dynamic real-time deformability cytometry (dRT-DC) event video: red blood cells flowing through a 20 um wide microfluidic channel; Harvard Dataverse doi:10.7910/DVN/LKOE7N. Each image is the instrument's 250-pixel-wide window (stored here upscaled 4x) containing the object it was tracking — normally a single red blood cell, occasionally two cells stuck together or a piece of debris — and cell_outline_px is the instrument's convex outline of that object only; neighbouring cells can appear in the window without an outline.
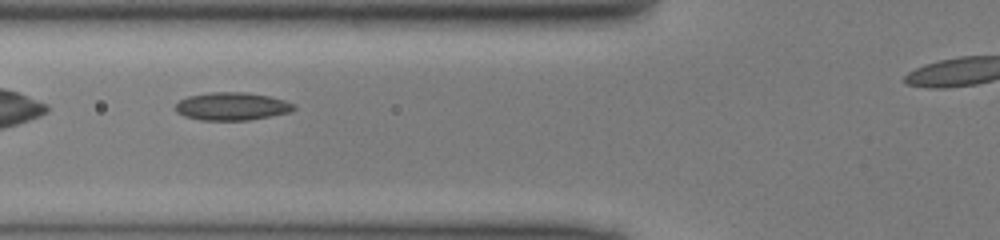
{"species": "common noctule bat (a hibernating species)", "species_latin": "Nyctalus noctula", "temperature_condition": "cold", "stored_images_in_passage": 30, "camera_frame_rate_fps": 3000, "um_per_image_px": 0.085, "animal": {"sex": "male", "body_mass_g": 13.0, "forearm_length_mm": 53.1}, "frame": {"image": 1, "passage_image": 5, "time_ms": 1.333, "image_size_px": [1000, 240], "cell_outline_px": [[296, 108], [292, 112], [248, 120], [200, 120], [184, 116], [176, 112], [176, 104], [180, 100], [188, 96], [212, 92], [244, 92], [268, 96], [284, 100], [296, 104]], "centroid_in_image_um": [19.73, 9.04], "position_along_channel_um": 106.1, "area_um2": 19.25}}